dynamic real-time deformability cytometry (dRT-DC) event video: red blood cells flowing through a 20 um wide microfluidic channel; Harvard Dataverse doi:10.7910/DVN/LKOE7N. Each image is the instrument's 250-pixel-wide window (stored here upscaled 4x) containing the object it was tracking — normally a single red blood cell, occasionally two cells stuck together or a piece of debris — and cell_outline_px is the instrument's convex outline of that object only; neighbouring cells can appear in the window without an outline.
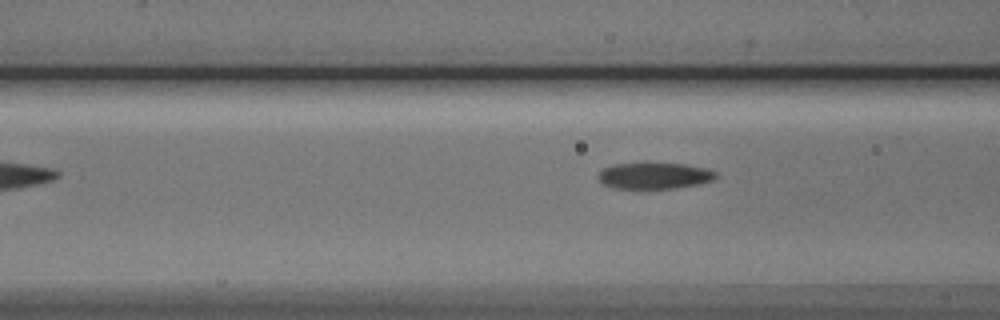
{"species": "Egyptian fruit bat (a non-hibernating species)", "species_latin": "Rousettus aegyptiacus", "temperature_condition": "cold", "stored_images_in_passage": 5, "camera_frame_rate_fps": 3000, "um_per_image_px": 0.085, "animal": {"sex": "male"}, "frame": {"image": 1, "passage_image": 5, "time_ms": 5.667, "image_size_px": [1000, 320], "cell_outline_px": [[716, 176], [712, 180], [700, 184], [676, 188], [612, 188], [604, 184], [596, 176], [604, 168], [612, 164], [644, 160], [684, 164], [704, 168], [716, 172]], "centroid_in_image_um": [55.57, 14.89], "position_along_channel_um": 111.0, "area_um2": 18.73}}